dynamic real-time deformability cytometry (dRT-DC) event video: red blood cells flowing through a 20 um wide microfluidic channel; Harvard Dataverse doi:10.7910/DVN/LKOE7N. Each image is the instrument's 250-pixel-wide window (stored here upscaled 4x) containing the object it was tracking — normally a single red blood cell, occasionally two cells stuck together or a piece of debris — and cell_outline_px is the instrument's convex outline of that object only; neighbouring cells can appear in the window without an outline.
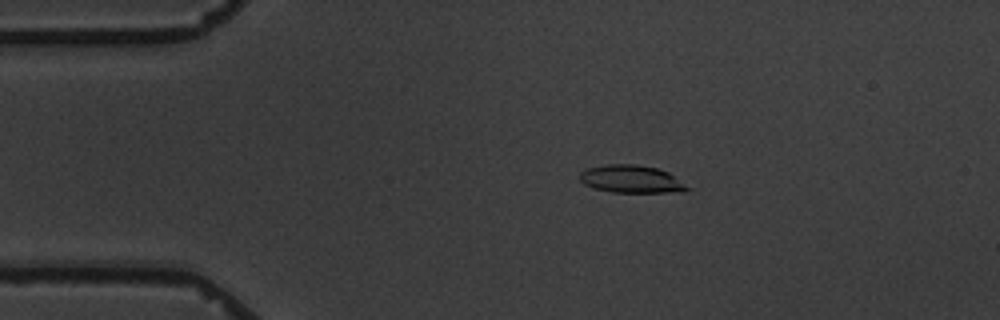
{"species": "common noctule bat (a hibernating species)", "species_latin": "Nyctalus noctula", "temperature_condition": "warm", "stored_images_in_passage": 4, "camera_frame_rate_fps": 3000, "um_per_image_px": 0.085, "animal": {"sex": "male", "body_mass_g": 19.5, "forearm_length_mm": 54.6}, "frame": {"image": 1, "passage_image": 2, "time_ms": 1.333, "image_size_px": [1000, 320], "cell_outline_px": [[688, 188], [684, 192], [612, 192], [592, 188], [584, 184], [580, 180], [580, 172], [588, 168], [604, 164], [636, 164], [656, 168], [668, 172], [684, 184]], "centroid_in_image_um": [53.61, 15.22], "position_along_channel_um": 31.4, "area_um2": 17.22}}
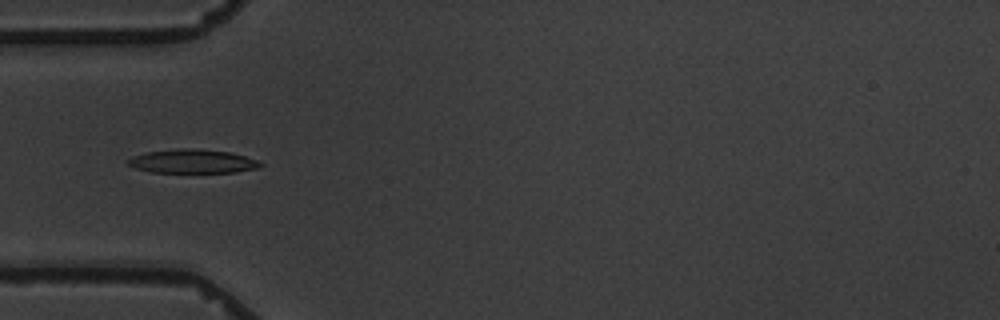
{"frame": {"image": 2, "passage_image": 4, "time_ms": 3.667, "image_size_px": [1000, 320], "cell_outline_px": [[264, 164], [256, 168], [236, 172], [152, 172], [136, 168], [128, 164], [128, 160], [132, 156], [148, 152], [180, 148], [196, 148], [228, 152], [244, 156], [256, 160]], "centroid_in_image_um": [16.36, 13.71], "position_along_channel_um": 68.6, "area_um2": 18.09}}